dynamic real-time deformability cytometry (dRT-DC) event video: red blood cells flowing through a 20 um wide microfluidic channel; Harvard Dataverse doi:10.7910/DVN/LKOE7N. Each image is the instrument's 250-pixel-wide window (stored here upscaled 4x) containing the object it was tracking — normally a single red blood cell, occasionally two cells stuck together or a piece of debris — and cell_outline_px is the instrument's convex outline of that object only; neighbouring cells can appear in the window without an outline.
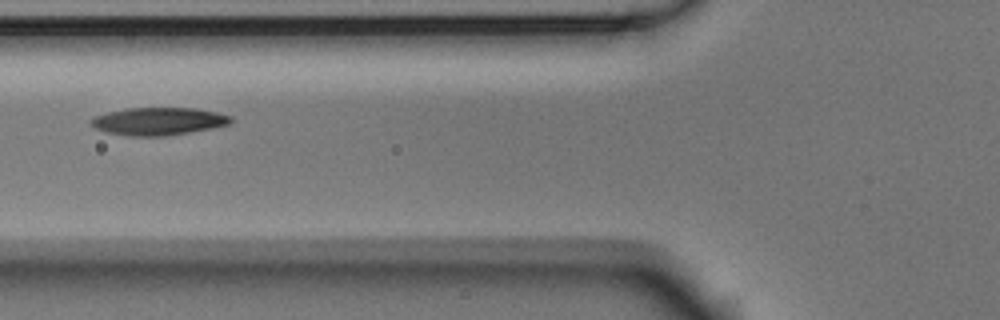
{"species": "Egyptian fruit bat (a non-hibernating species)", "species_latin": "Rousettus aegyptiacus", "temperature_condition": "room temperature", "stored_images_in_passage": 2, "camera_frame_rate_fps": 3000, "um_per_image_px": 0.085, "animal": {"sex": "male"}, "frame": {"image": 1, "passage_image": 2, "time_ms": 0.333, "image_size_px": [1000, 320], "cell_outline_px": [[232, 120], [228, 124], [212, 128], [164, 136], [128, 136], [108, 132], [96, 128], [88, 120], [92, 116], [124, 108], [196, 108], [216, 112], [232, 116]], "centroid_in_image_um": [13.44, 10.3], "position_along_channel_um": 112.4, "area_um2": 22.48}}